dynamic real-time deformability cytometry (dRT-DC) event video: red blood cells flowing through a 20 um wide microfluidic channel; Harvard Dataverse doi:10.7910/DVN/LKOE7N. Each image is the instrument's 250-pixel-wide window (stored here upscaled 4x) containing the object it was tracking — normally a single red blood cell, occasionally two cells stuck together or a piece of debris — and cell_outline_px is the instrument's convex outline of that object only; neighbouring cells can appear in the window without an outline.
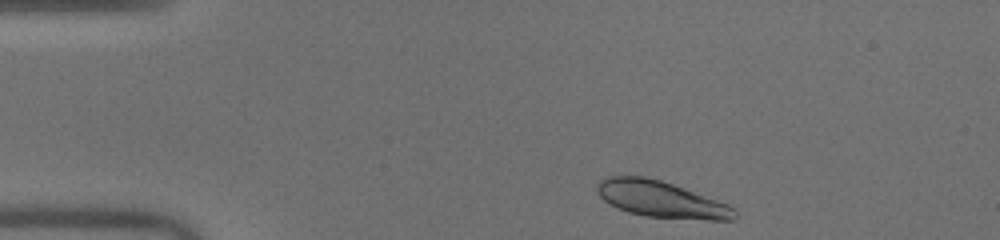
{"species": "human", "species_latin": "Homo sapiens", "temperature_condition": "warm", "stored_images_in_passage": 44, "camera_frame_rate_fps": 3000, "um_per_image_px": 0.085, "donor": {"sex": "male"}, "frame": {"image": 1, "passage_image": 2, "time_ms": 0.333, "image_size_px": [1000, 240], "cell_outline_px": [[736, 216], [732, 220], [708, 220], [644, 216], [628, 212], [604, 200], [596, 192], [596, 184], [604, 176], [644, 176], [660, 180], [672, 184], [728, 204], [736, 212]], "centroid_in_image_um": [56.16, 16.93], "position_along_channel_um": 28.8, "area_um2": 28.9}}
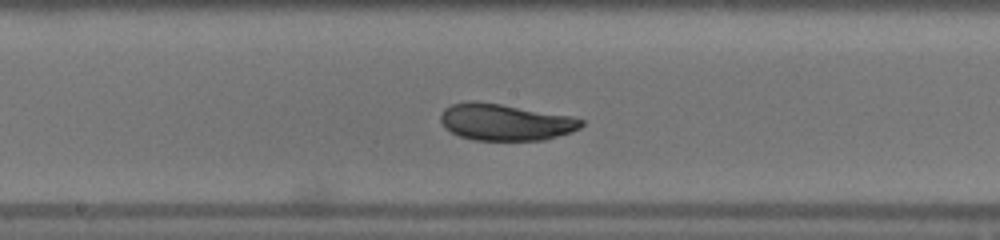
{"frame": {"image": 2, "passage_image": 20, "time_ms": 6.333, "image_size_px": [1000, 240], "cell_outline_px": [[584, 124], [580, 128], [544, 140], [472, 140], [460, 136], [444, 128], [440, 120], [440, 116], [444, 108], [452, 104], [468, 100], [476, 100], [572, 116], [584, 120]], "centroid_in_image_um": [42.9, 10.37], "position_along_channel_um": 205.3, "area_um2": 30.06}}
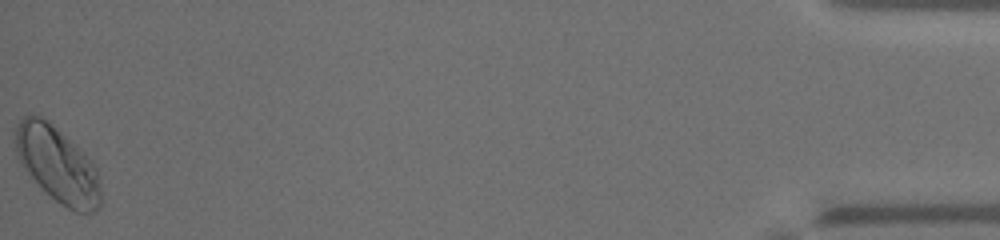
{"frame": {"image": 3, "passage_image": 44, "time_ms": 14.333, "image_size_px": [1000, 240], "cell_outline_px": [[100, 208], [92, 212], [76, 212], [60, 204], [20, 164], [16, 152], [16, 128], [20, 120], [24, 116], [40, 116], [48, 120], [84, 152], [92, 160], [96, 168], [100, 188]], "centroid_in_image_um": [4.92, 13.98], "position_along_channel_um": 430.3, "area_um2": 36.93}, "authors_computed_cell_mechanics": {"area_um2": 30.2872, "velocity_mm_per_s": 4.0334, "shape_relaxation_time_tau1_ms": 2.5787, "shape_relaxation_time_tau2_ms": null, "deformation_change_tau1": 0.1135, "deformation_change_tau2": null}}